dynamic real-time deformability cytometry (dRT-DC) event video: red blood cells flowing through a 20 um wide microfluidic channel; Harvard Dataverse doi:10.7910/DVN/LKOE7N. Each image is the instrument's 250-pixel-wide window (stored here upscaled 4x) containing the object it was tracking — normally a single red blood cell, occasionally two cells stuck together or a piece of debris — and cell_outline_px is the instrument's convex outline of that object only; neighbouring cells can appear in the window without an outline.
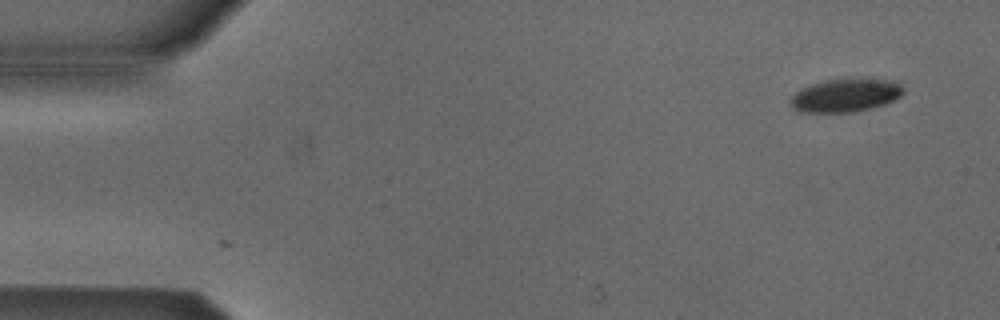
{"species": "Egyptian fruit bat (a non-hibernating species)", "species_latin": "Rousettus aegyptiacus", "temperature_condition": "cold", "stored_images_in_passage": 5, "camera_frame_rate_fps": 3000, "um_per_image_px": 0.085, "animal": {"sex": "male"}, "frame": {"image": 1, "passage_image": 1, "time_ms": 0.0, "image_size_px": [1000, 320], "cell_outline_px": [[904, 92], [900, 96], [884, 104], [872, 108], [852, 112], [800, 112], [792, 108], [788, 104], [788, 100], [800, 88], [824, 80], [848, 76], [868, 76], [892, 80], [900, 84], [904, 88]], "centroid_in_image_um": [71.87, 8.05], "position_along_channel_um": 13.1, "area_um2": 22.89}}
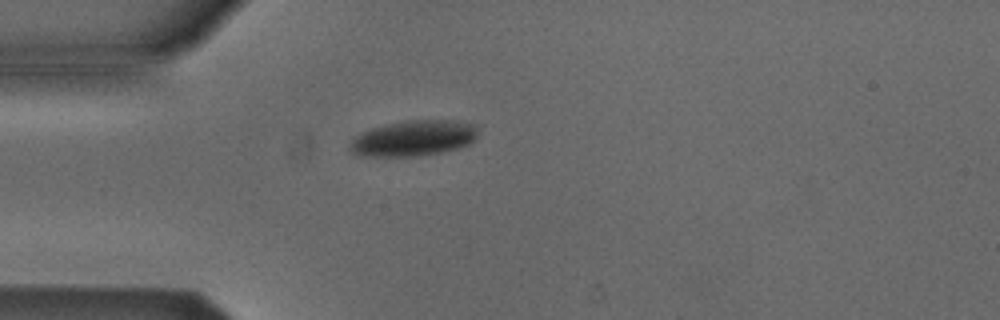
{"frame": {"image": 2, "passage_image": 4, "time_ms": 3.667, "image_size_px": [1000, 320], "cell_outline_px": [[476, 136], [468, 144], [460, 148], [444, 152], [416, 156], [356, 156], [348, 148], [348, 144], [360, 132], [372, 128], [404, 120], [452, 120], [472, 124], [476, 128]], "centroid_in_image_um": [35.09, 11.76], "position_along_channel_um": 49.9, "area_um2": 26.65}}